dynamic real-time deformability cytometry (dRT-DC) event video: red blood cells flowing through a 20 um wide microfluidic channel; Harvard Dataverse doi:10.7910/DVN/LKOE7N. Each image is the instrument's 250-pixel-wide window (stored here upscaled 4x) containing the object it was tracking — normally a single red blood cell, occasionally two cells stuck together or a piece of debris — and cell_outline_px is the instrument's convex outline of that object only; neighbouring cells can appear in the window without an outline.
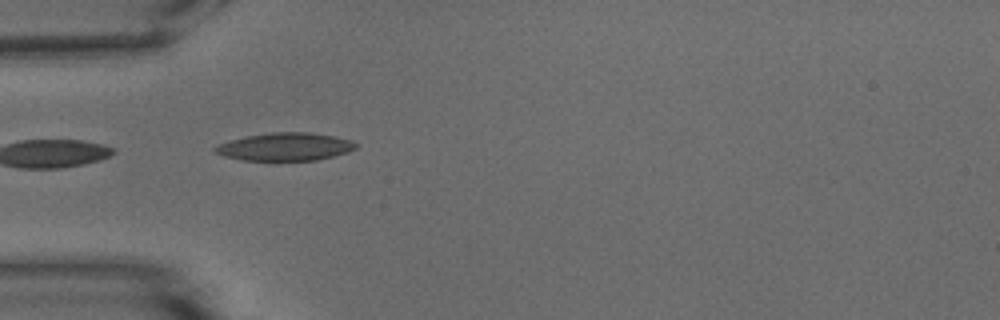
{"species": "common noctule bat (a hibernating species)", "species_latin": "Nyctalus noctula", "temperature_condition": "warm", "stored_images_in_passage": 33, "camera_frame_rate_fps": 3000, "um_per_image_px": 0.085, "animal": {"sex": "male", "body_mass_g": 15.6}, "frame": {"image": 1, "passage_image": 2, "time_ms": 0.333, "image_size_px": [1000, 320], "cell_outline_px": [[356, 148], [348, 152], [316, 160], [240, 160], [224, 156], [216, 152], [212, 148], [220, 144], [232, 140], [248, 136], [272, 132], [312, 132], [336, 136], [352, 140], [356, 144]], "centroid_in_image_um": [24.27, 12.47], "position_along_channel_um": 60.7, "area_um2": 22.72}}
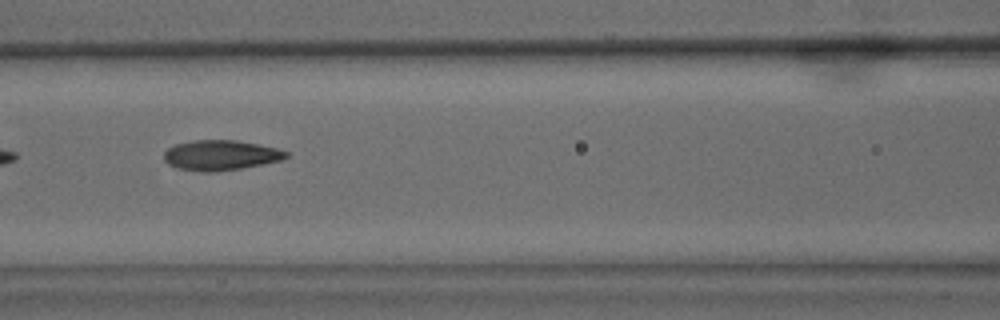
{"frame": {"image": 2, "passage_image": 9, "time_ms": 2.667, "image_size_px": [1000, 320], "cell_outline_px": [[288, 156], [284, 160], [240, 168], [216, 172], [200, 172], [176, 168], [168, 164], [164, 160], [164, 152], [168, 148], [176, 144], [192, 140], [236, 140], [276, 148], [288, 152]], "centroid_in_image_um": [18.73, 13.2], "position_along_channel_um": 147.9, "area_um2": 21.5}}
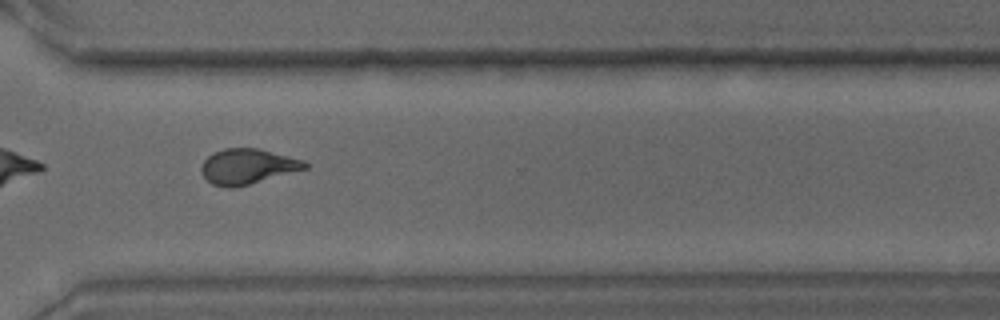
{"frame": {"image": 3, "passage_image": 25, "time_ms": 8.0, "image_size_px": [1000, 320], "cell_outline_px": [[308, 168], [248, 184], [232, 188], [228, 188], [212, 184], [200, 172], [200, 168], [204, 160], [212, 152], [224, 148], [260, 148], [304, 160], [308, 164]], "centroid_in_image_um": [21.02, 14.13], "position_along_channel_um": 349.6, "area_um2": 21.27}, "authors_computed_cell_mechanics": {"area_um2": 21.2126, "velocity_mm_per_s": 3.7827, "shape_relaxation_time_tau1_ms": 6.2764, "shape_relaxation_time_tau2_ms": 1.5616, "deformation_change_tau1": 0.1945, "deformation_change_tau2": 0.0941}}